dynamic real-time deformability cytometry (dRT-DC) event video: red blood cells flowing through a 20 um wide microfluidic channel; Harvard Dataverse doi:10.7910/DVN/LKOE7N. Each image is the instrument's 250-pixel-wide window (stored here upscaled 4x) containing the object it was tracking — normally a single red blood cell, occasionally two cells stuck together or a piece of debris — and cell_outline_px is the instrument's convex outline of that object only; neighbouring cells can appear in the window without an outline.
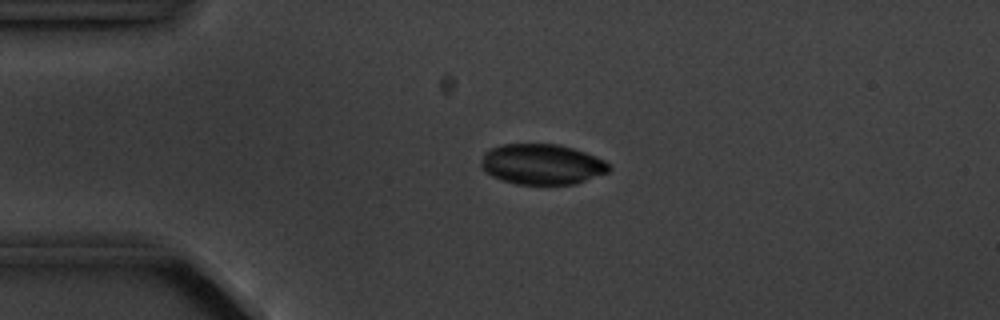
{"species": "common noctule bat (a hibernating species)", "species_latin": "Nyctalus noctula", "temperature_condition": "cold", "stored_images_in_passage": 6, "camera_frame_rate_fps": 3000, "um_per_image_px": 0.085, "animal": {"sex": "male", "body_mass_g": 20.1, "forearm_length_mm": 53.5}, "frame": {"image": 1, "passage_image": 4, "time_ms": 3.333, "image_size_px": [1000, 320], "cell_outline_px": [[612, 168], [608, 172], [576, 184], [516, 184], [492, 176], [484, 172], [480, 168], [480, 160], [484, 152], [488, 148], [504, 144], [560, 144], [596, 156], [612, 164]], "centroid_in_image_um": [46.05, 13.96], "position_along_channel_um": 38.9, "area_um2": 30.52}}